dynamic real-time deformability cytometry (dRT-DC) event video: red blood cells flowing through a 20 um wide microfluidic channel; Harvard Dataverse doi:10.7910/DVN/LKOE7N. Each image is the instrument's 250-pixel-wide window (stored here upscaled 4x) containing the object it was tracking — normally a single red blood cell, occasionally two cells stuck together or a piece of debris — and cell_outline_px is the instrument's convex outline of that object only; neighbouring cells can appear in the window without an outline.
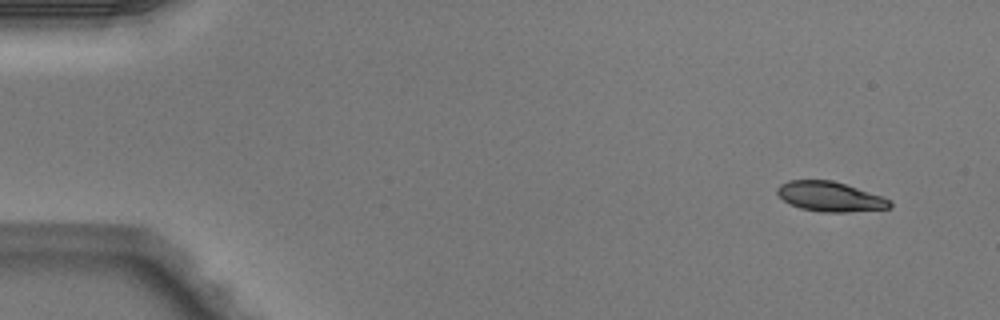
{"species": "Egyptian fruit bat (a non-hibernating species)", "species_latin": "Rousettus aegyptiacus", "temperature_condition": "warm", "stored_images_in_passage": 4, "camera_frame_rate_fps": 3000, "um_per_image_px": 0.085, "animal": {"sex": "male"}, "frame": {"image": 1, "passage_image": 1, "time_ms": 0.0, "image_size_px": [1000, 320], "cell_outline_px": [[892, 204], [888, 208], [844, 212], [820, 212], [800, 208], [784, 200], [776, 192], [776, 188], [780, 184], [788, 180], [832, 180], [880, 196], [888, 200]], "centroid_in_image_um": [70.48, 16.7], "position_along_channel_um": 14.5, "area_um2": 19.13}}
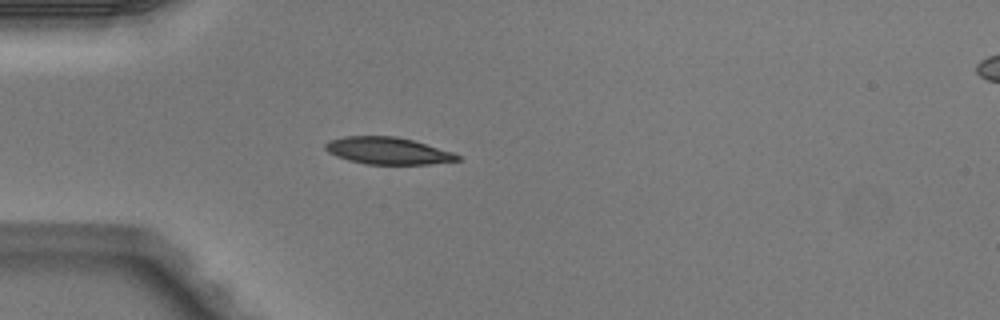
{"frame": {"image": 2, "passage_image": 4, "time_ms": 1.0, "image_size_px": [1000, 320], "cell_outline_px": [[460, 160], [428, 164], [364, 164], [348, 160], [336, 156], [328, 152], [324, 148], [324, 144], [328, 140], [344, 136], [396, 136], [412, 140], [452, 152], [460, 156]], "centroid_in_image_um": [32.9, 12.81], "position_along_channel_um": 52.1, "area_um2": 20.75}}